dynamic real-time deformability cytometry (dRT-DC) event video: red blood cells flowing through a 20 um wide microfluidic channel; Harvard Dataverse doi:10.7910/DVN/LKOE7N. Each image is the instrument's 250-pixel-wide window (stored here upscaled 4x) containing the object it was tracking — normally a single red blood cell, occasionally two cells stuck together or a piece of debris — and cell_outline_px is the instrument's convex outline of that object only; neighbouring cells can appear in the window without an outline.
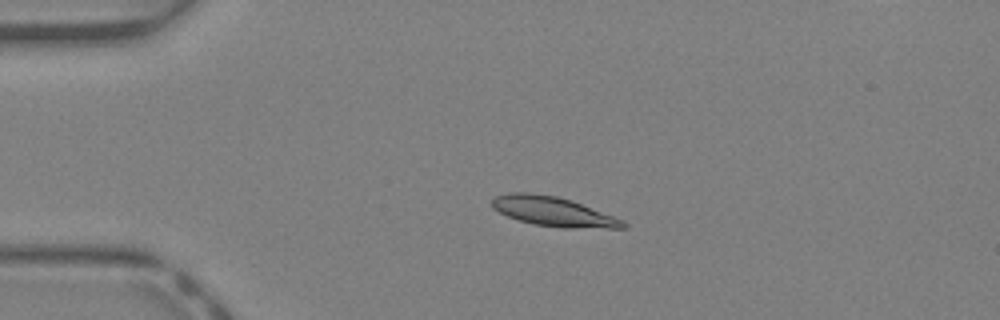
{"species": "Egyptian fruit bat (a non-hibernating species)", "species_latin": "Rousettus aegyptiacus", "temperature_condition": "warm", "stored_images_in_passage": 43, "segment_of_instrument_passage": [1, 2], "camera_frame_rate_fps": 3000, "um_per_image_px": 0.085, "animal": {"sex": "female"}, "frame": {"image": 1, "passage_image": 10, "time_ms": 3.0, "image_size_px": [1000, 320], "cell_outline_px": [[628, 224], [624, 228], [564, 228], [532, 224], [508, 216], [492, 208], [492, 200], [496, 196], [508, 192], [528, 192], [556, 196], [572, 200], [624, 220]], "centroid_in_image_um": [47.04, 17.98], "position_along_channel_um": 38.0, "area_um2": 22.54}}
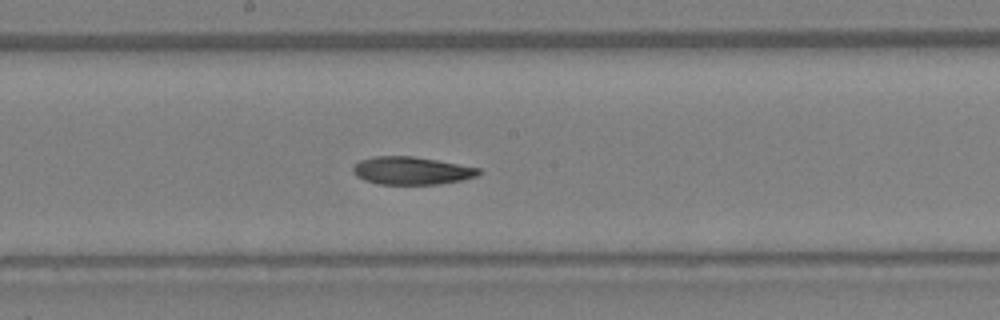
{"frame": {"image": 2, "passage_image": 23, "time_ms": 7.333, "image_size_px": [1000, 320], "cell_outline_px": [[484, 172], [476, 176], [464, 180], [440, 184], [376, 184], [364, 180], [356, 176], [352, 168], [360, 160], [376, 156], [412, 156], [436, 160], [480, 168]], "centroid_in_image_um": [35.01, 14.51], "position_along_channel_um": 213.2, "area_um2": 20.4}}
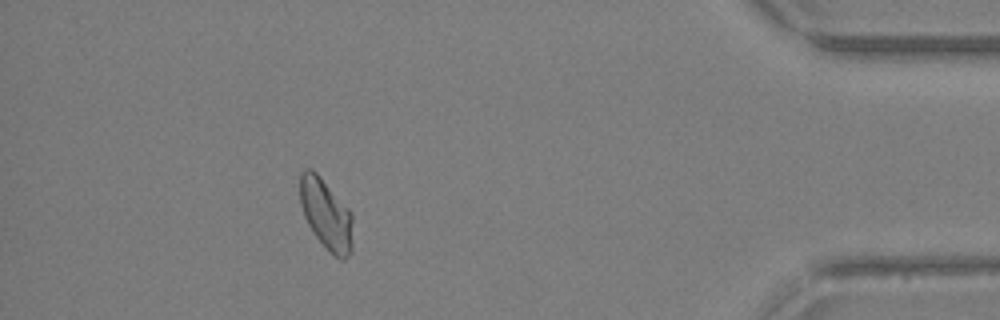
{"frame": {"image": 3, "passage_image": 38, "time_ms": 12.333, "image_size_px": [1000, 320], "cell_outline_px": [[352, 252], [344, 260], [340, 260], [316, 236], [308, 224], [304, 216], [300, 204], [300, 172], [304, 168], [312, 168], [320, 176], [352, 212]], "centroid_in_image_um": [27.72, 18.17], "position_along_channel_um": 407.5, "area_um2": 21.62}}